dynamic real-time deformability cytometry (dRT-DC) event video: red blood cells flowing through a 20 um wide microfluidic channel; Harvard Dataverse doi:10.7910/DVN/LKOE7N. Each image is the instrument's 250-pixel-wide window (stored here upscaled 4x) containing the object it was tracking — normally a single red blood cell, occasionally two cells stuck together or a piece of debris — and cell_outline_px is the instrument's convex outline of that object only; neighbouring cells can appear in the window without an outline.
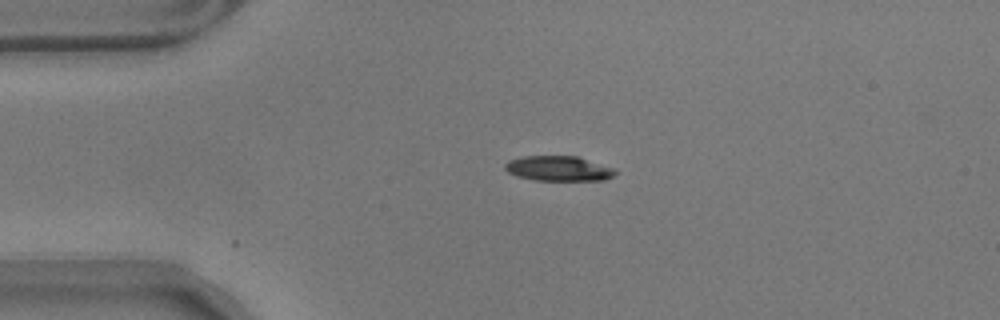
{"species": "common noctule bat (a hibernating species)", "species_latin": "Nyctalus noctula", "temperature_condition": "warm", "stored_images_in_passage": 10, "camera_frame_rate_fps": 3000, "um_per_image_px": 0.085, "animal": {"sex": "male", "body_mass_g": 17.9}, "frame": {"image": 1, "passage_image": 1, "time_ms": 0.0, "image_size_px": [1000, 320], "cell_outline_px": [[616, 172], [612, 176], [604, 180], [536, 180], [516, 176], [508, 172], [504, 168], [504, 164], [508, 160], [524, 156], [576, 156], [616, 168]], "centroid_in_image_um": [47.46, 14.32], "position_along_channel_um": 37.5, "area_um2": 16.07}}
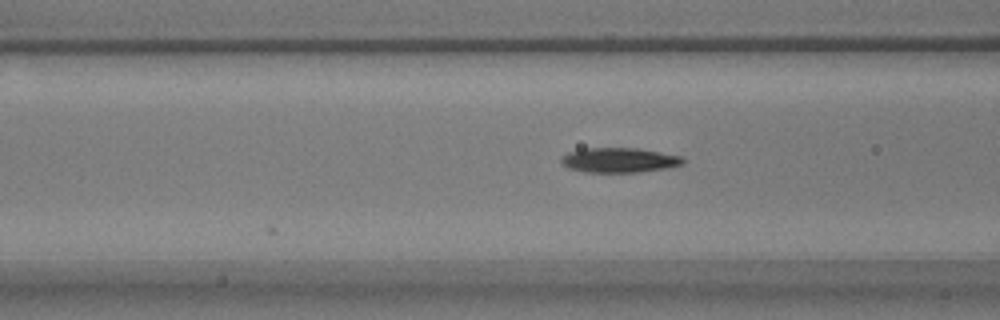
{"frame": {"image": 2, "passage_image": 10, "time_ms": 3.0, "image_size_px": [1000, 320], "cell_outline_px": [[684, 164], [668, 168], [640, 172], [584, 172], [568, 168], [560, 164], [560, 156], [568, 152], [584, 148], [636, 148], [660, 152], [680, 156], [684, 160]], "centroid_in_image_um": [52.58, 13.61], "position_along_channel_um": 114.0, "area_um2": 17.74}}